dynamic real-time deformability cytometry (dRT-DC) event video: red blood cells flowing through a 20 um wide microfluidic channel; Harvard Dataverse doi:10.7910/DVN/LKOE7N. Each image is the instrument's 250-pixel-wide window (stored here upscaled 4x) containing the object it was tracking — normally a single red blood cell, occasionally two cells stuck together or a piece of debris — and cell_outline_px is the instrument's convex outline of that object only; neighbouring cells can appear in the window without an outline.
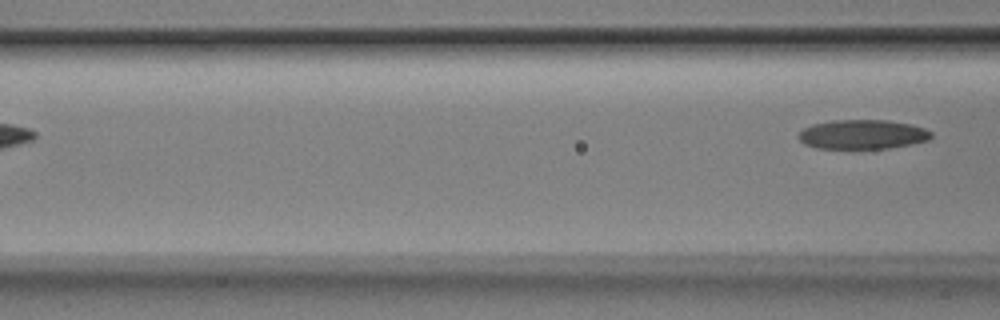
{"species": "Egyptian fruit bat (a non-hibernating species)", "species_latin": "Rousettus aegyptiacus", "temperature_condition": "room temperature", "stored_images_in_passage": 6, "camera_frame_rate_fps": 3000, "um_per_image_px": 0.085, "animal": {"sex": "male"}, "frame": {"image": 1, "passage_image": 6, "time_ms": 1.667, "image_size_px": [1000, 320], "cell_outline_px": [[932, 136], [928, 140], [912, 144], [888, 148], [852, 152], [816, 148], [804, 144], [796, 136], [804, 128], [812, 124], [832, 120], [888, 120], [912, 124], [924, 128], [932, 132]], "centroid_in_image_um": [73.27, 11.47], "position_along_channel_um": 93.3, "area_um2": 23.81}}